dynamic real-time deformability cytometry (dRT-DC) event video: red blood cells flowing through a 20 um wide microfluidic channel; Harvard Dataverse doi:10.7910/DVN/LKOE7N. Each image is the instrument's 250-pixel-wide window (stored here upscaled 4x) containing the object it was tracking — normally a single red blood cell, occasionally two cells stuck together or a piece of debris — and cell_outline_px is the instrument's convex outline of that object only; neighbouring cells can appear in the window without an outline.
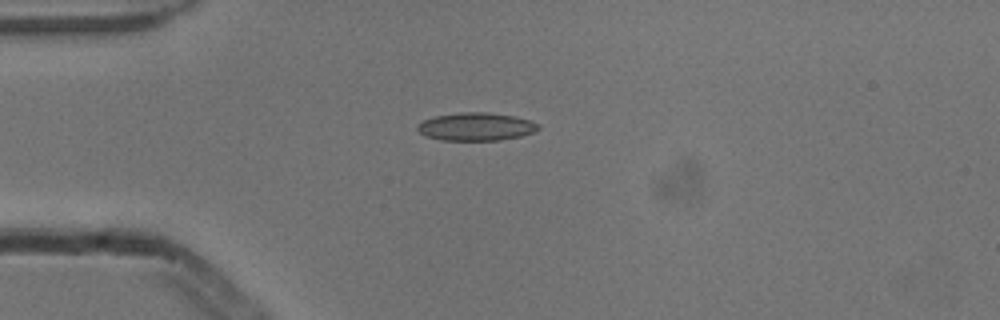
{"species": "common noctule bat (a hibernating species)", "species_latin": "Nyctalus noctula", "temperature_condition": "cold", "stored_images_in_passage": 3, "camera_frame_rate_fps": 3000, "um_per_image_px": 0.085, "animal": {"sex": "male", "body_mass_g": 13.3}, "frame": {"image": 1, "passage_image": 1, "time_ms": 0.0, "image_size_px": [1000, 320], "cell_outline_px": [[540, 128], [532, 132], [520, 136], [500, 140], [440, 140], [424, 136], [416, 128], [416, 124], [424, 120], [436, 116], [460, 112], [488, 112], [516, 116], [540, 124]], "centroid_in_image_um": [40.44, 10.76], "position_along_channel_um": 44.6, "area_um2": 19.77}}
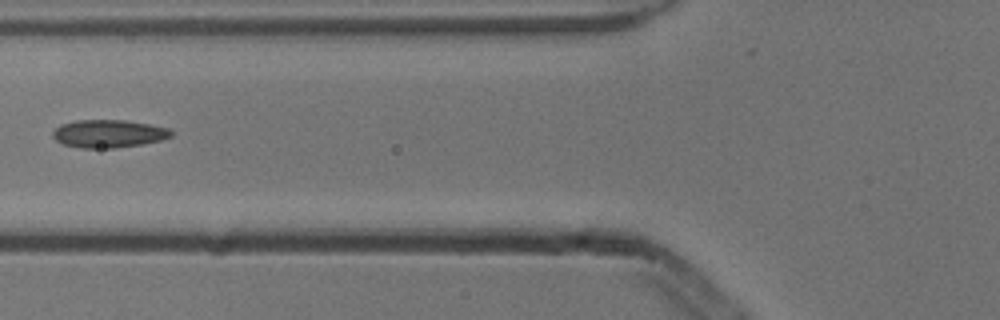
{"frame": {"image": 2, "passage_image": 3, "time_ms": 0.667, "image_size_px": [1000, 320], "cell_outline_px": [[172, 136], [160, 140], [140, 144], [116, 148], [80, 148], [64, 144], [56, 140], [52, 136], [52, 132], [60, 124], [76, 120], [124, 120], [148, 124], [168, 128], [172, 132]], "centroid_in_image_um": [9.19, 11.36], "position_along_channel_um": 116.6, "area_um2": 19.13}}